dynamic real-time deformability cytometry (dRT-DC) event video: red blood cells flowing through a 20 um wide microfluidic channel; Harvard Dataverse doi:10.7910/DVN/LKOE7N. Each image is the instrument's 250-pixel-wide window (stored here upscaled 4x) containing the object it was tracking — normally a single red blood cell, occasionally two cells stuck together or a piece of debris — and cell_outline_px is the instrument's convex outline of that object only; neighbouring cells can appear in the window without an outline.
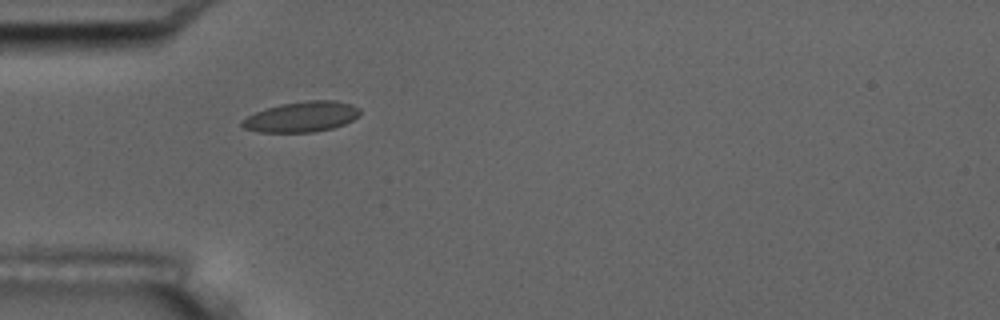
{"species": "common noctule bat (a hibernating species)", "species_latin": "Nyctalus noctula", "temperature_condition": "room temperature", "stored_images_in_passage": 1, "camera_frame_rate_fps": 3000, "um_per_image_px": 0.085, "animal": {"sex": "male", "body_mass_g": 17.5, "forearm_length_mm": 52.3}, "frame": {"image": 1, "passage_image": 1, "time_ms": 0.0, "image_size_px": [1000, 320], "cell_outline_px": [[360, 116], [344, 124], [332, 128], [312, 132], [260, 132], [244, 128], [240, 124], [240, 120], [256, 112], [280, 104], [308, 100], [336, 100], [352, 104], [360, 108]], "centroid_in_image_um": [25.66, 9.92], "position_along_channel_um": 59.3, "area_um2": 20.92}}